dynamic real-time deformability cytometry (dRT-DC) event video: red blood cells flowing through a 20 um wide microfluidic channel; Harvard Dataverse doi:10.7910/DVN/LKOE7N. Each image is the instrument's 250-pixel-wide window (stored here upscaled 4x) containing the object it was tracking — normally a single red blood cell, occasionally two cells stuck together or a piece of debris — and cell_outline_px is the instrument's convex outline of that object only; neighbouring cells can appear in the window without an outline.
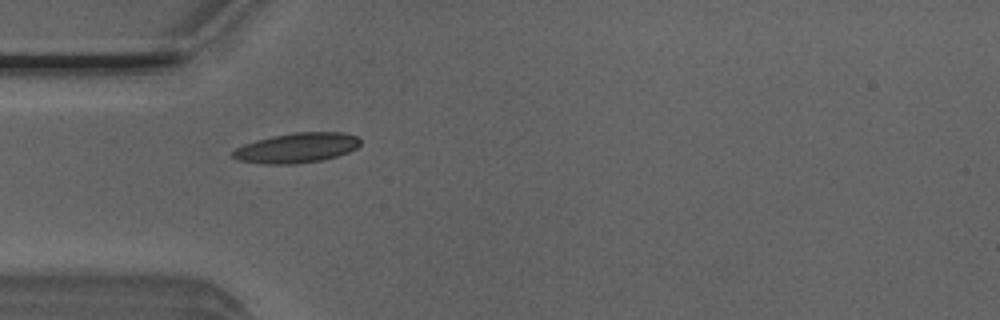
{"species": "Egyptian fruit bat (a non-hibernating species)", "species_latin": "Rousettus aegyptiacus", "temperature_condition": "room temperature", "stored_images_in_passage": 8, "camera_frame_rate_fps": 3000, "um_per_image_px": 0.085, "animal": {"sex": "male"}, "frame": {"image": 1, "passage_image": 4, "time_ms": 1.0, "image_size_px": [1000, 320], "cell_outline_px": [[360, 144], [356, 148], [348, 152], [336, 156], [320, 160], [292, 164], [264, 164], [240, 160], [232, 156], [232, 152], [236, 148], [244, 144], [256, 140], [272, 136], [296, 132], [344, 132], [356, 136], [360, 140]], "centroid_in_image_um": [25.22, 12.56], "position_along_channel_um": 59.8, "area_um2": 22.02}}
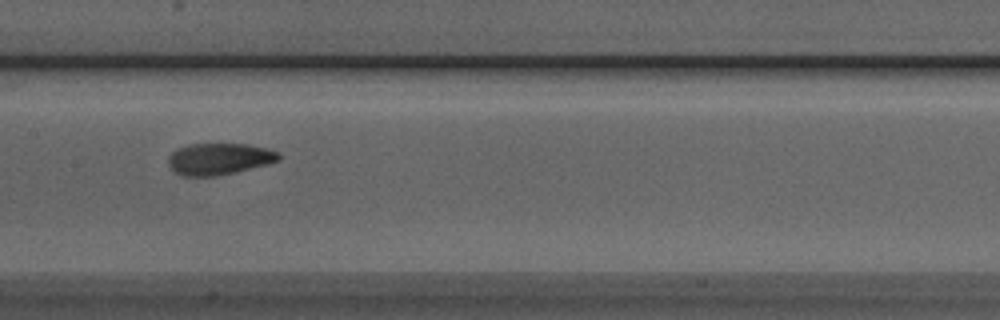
{"frame": {"image": 2, "passage_image": 7, "time_ms": 2.0, "image_size_px": [1000, 320], "cell_outline_px": [[280, 160], [268, 164], [216, 176], [180, 176], [168, 164], [168, 156], [176, 148], [188, 144], [248, 144], [268, 148], [280, 152]], "centroid_in_image_um": [18.63, 13.49], "position_along_channel_um": 188.8, "area_um2": 20.46}}
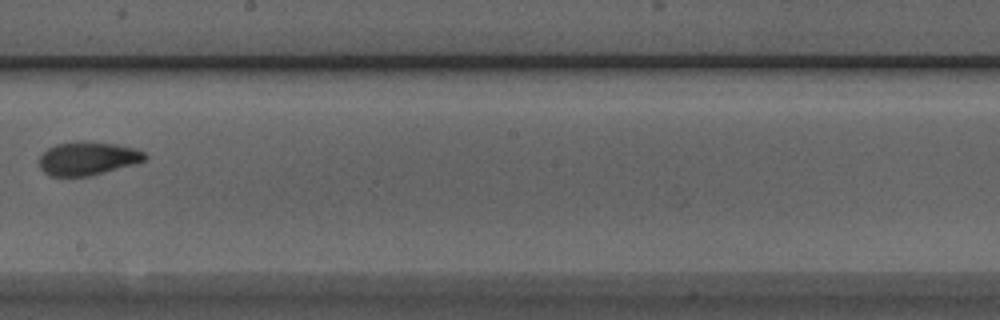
{"frame": {"image": 3, "passage_image": 8, "time_ms": 2.333, "image_size_px": [1000, 320], "cell_outline_px": [[148, 156], [144, 160], [136, 164], [88, 176], [48, 176], [40, 168], [40, 156], [48, 148], [56, 144], [116, 144], [136, 148], [144, 152]], "centroid_in_image_um": [7.48, 13.51], "position_along_channel_um": 240.7, "area_um2": 19.83}}